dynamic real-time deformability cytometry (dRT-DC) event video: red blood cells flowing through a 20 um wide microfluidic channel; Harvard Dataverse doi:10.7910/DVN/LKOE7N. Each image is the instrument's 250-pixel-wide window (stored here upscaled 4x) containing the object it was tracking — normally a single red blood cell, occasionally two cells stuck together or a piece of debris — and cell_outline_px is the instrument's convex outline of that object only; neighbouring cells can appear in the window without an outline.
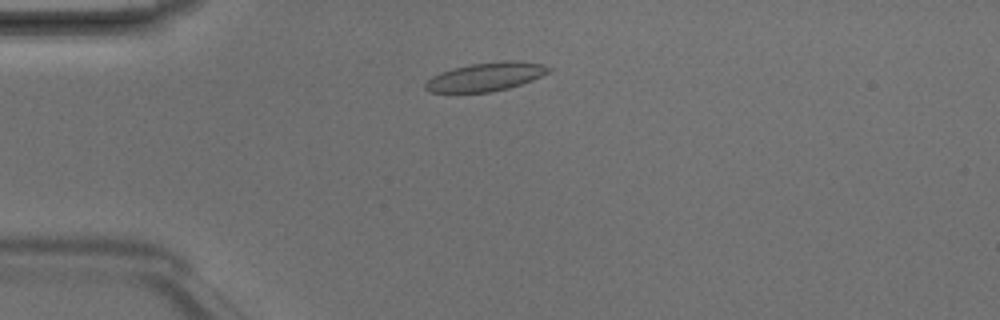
{"species": "Egyptian fruit bat (a non-hibernating species)", "species_latin": "Rousettus aegyptiacus", "temperature_condition": "room temperature", "stored_images_in_passage": 3, "camera_frame_rate_fps": 3000, "um_per_image_px": 0.085, "animal": {"sex": "male"}, "frame": {"image": 1, "passage_image": 1, "time_ms": 0.0, "image_size_px": [1000, 320], "cell_outline_px": [[552, 68], [548, 72], [532, 80], [508, 88], [492, 92], [428, 92], [424, 88], [424, 84], [432, 76], [440, 72], [468, 64], [500, 60], [516, 60], [540, 64]], "centroid_in_image_um": [41.25, 6.52], "position_along_channel_um": 43.7, "area_um2": 20.52}}
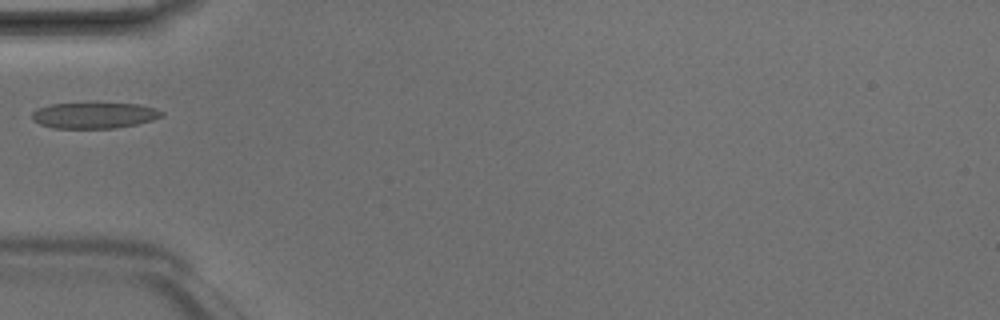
{"frame": {"image": 2, "passage_image": 2, "time_ms": 0.333, "image_size_px": [1000, 320], "cell_outline_px": [[164, 116], [152, 120], [136, 124], [116, 128], [52, 128], [40, 124], [32, 120], [32, 112], [36, 108], [52, 104], [140, 104], [156, 108], [164, 112]], "centroid_in_image_um": [8.01, 9.81], "position_along_channel_um": 77.0, "area_um2": 19.54}}